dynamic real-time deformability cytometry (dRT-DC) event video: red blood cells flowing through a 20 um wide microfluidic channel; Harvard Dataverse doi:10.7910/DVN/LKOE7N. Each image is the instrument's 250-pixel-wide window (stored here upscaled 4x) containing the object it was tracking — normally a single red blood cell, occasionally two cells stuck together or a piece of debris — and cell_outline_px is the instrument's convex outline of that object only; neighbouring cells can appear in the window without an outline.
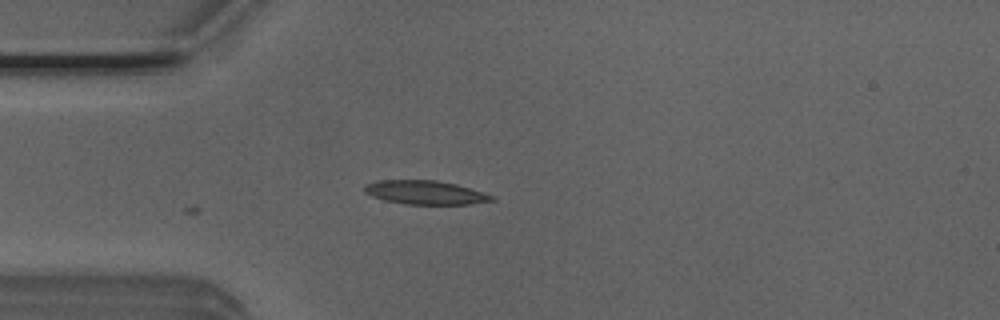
{"species": "Egyptian fruit bat (a non-hibernating species)", "species_latin": "Rousettus aegyptiacus", "temperature_condition": "room temperature", "stored_images_in_passage": 3, "camera_frame_rate_fps": 3000, "um_per_image_px": 0.085, "animal": {"sex": "male"}, "frame": {"image": 1, "passage_image": 2, "time_ms": 0.333, "image_size_px": [1000, 320], "cell_outline_px": [[496, 200], [468, 204], [404, 204], [384, 200], [372, 196], [364, 192], [364, 184], [376, 180], [436, 180], [456, 184], [496, 196]], "centroid_in_image_um": [36.13, 16.36], "position_along_channel_um": 48.9, "area_um2": 17.74}}